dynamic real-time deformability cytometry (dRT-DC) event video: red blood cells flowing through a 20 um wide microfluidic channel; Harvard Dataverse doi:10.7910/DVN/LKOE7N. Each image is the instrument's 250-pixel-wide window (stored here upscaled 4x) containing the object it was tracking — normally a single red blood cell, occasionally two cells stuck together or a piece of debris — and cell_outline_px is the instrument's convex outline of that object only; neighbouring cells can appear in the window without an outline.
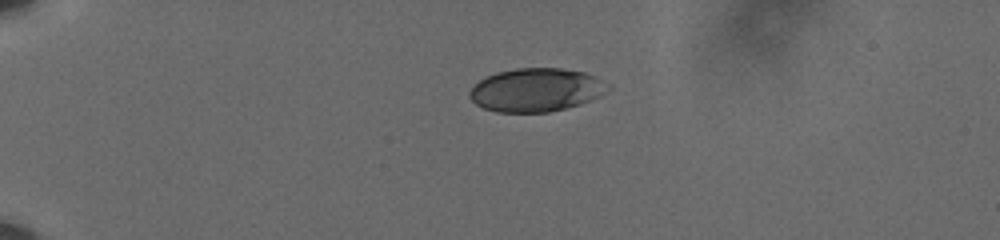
{"species": "human", "species_latin": "Homo sapiens", "temperature_condition": "cold", "stored_images_in_passage": 45, "camera_frame_rate_fps": 3000, "um_per_image_px": 0.085, "donor": {"sex": "male"}, "frame": {"image": 1, "passage_image": 1, "time_ms": 0.0, "image_size_px": [1000, 240], "cell_outline_px": [[612, 88], [600, 96], [580, 104], [548, 112], [496, 112], [484, 108], [476, 104], [468, 96], [468, 92], [480, 80], [496, 72], [516, 68], [560, 68], [584, 72], [612, 84]], "centroid_in_image_um": [45.6, 7.64], "position_along_channel_um": 39.4, "area_um2": 35.03}}
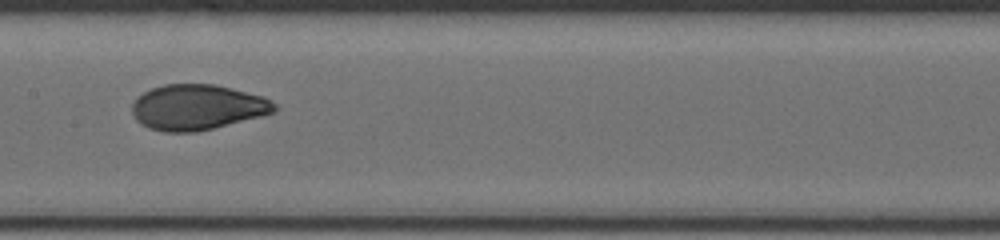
{"frame": {"image": 2, "passage_image": 19, "time_ms": 6.0, "image_size_px": [1000, 240], "cell_outline_px": [[280, 108], [276, 112], [196, 132], [164, 132], [148, 128], [136, 120], [132, 112], [132, 104], [136, 96], [152, 88], [164, 84], [216, 84], [264, 96], [272, 100]], "centroid_in_image_um": [16.78, 9.1], "position_along_channel_um": 190.6, "area_um2": 37.92}}
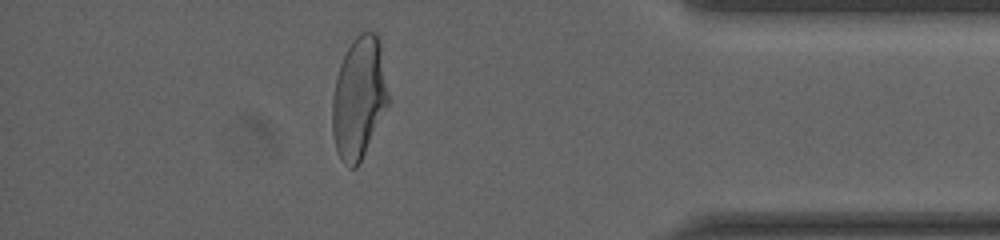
{"frame": {"image": 3, "passage_image": 39, "time_ms": 12.667, "image_size_px": [1000, 240], "cell_outline_px": [[388, 104], [356, 168], [348, 168], [340, 160], [336, 152], [332, 132], [332, 96], [336, 76], [340, 64], [352, 40], [360, 32], [376, 32], [380, 36], [388, 96]], "centroid_in_image_um": [30.48, 8.29], "position_along_channel_um": 404.7, "area_um2": 39.65}, "authors_computed_cell_mechanics": {"area_um2": 37.6856, "velocity_mm_per_s": 3.5996, "shape_relaxation_time_tau1_ms": 4.9536, "shape_relaxation_time_tau2_ms": 0.8007, "deformation_change_tau1": 0.1761, "deformation_change_tau2": 0.0458}}